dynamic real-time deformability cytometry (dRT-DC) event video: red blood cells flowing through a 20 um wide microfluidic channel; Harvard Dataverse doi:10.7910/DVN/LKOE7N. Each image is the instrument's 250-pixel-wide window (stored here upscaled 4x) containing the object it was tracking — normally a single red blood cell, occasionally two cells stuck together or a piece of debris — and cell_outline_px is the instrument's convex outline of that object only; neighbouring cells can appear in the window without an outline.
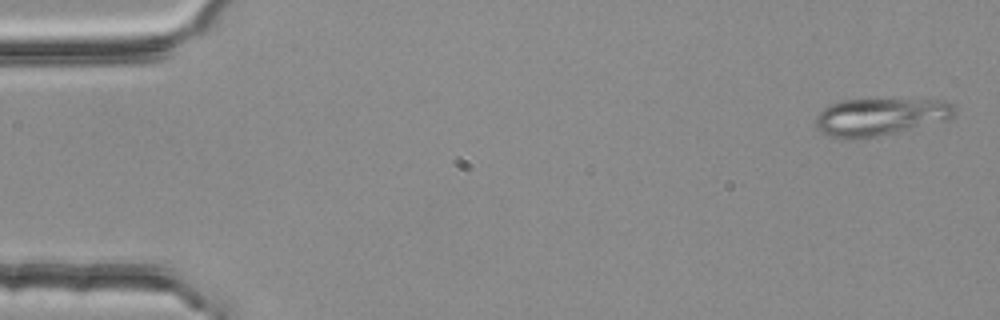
{"species": "common noctule bat (a hibernating species)", "species_latin": "Nyctalus noctula", "temperature_condition": "room temperature", "stored_images_in_passage": 5, "camera_frame_rate_fps": 3000, "um_per_image_px": 0.085, "animal": {"sex": "female", "body_mass_g": 25.1}, "frame": {"image": 1, "passage_image": 1, "time_ms": 0.0, "image_size_px": [1000, 320], "cell_outline_px": [[956, 112], [948, 120], [876, 136], [844, 140], [836, 140], [820, 132], [816, 128], [816, 116], [824, 108], [840, 100], [944, 100], [952, 104], [956, 108]], "centroid_in_image_um": [74.76, 9.94], "position_along_channel_um": 10.2, "area_um2": 30.17}}